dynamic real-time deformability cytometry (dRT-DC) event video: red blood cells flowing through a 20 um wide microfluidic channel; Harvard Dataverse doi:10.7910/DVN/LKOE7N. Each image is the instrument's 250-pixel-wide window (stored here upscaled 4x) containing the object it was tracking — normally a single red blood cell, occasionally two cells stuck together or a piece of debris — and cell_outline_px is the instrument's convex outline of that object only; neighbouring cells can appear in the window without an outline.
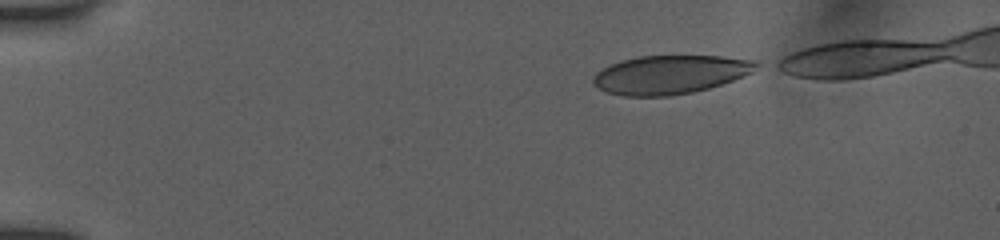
{"species": "human", "species_latin": "Homo sapiens", "temperature_condition": "room temperature", "stored_images_in_passage": 41, "camera_frame_rate_fps": 3000, "um_per_image_px": 0.085, "donor": {"sex": "female"}, "frame": {"image": 1, "passage_image": 1, "time_ms": 0.0, "image_size_px": [1000, 240], "cell_outline_px": [[760, 64], [752, 72], [732, 80], [708, 88], [692, 92], [668, 96], [624, 96], [604, 92], [592, 84], [592, 80], [596, 72], [620, 60], [640, 56], [720, 56], [760, 60]], "centroid_in_image_um": [56.95, 6.33], "position_along_channel_um": 28.0, "area_um2": 36.76}}
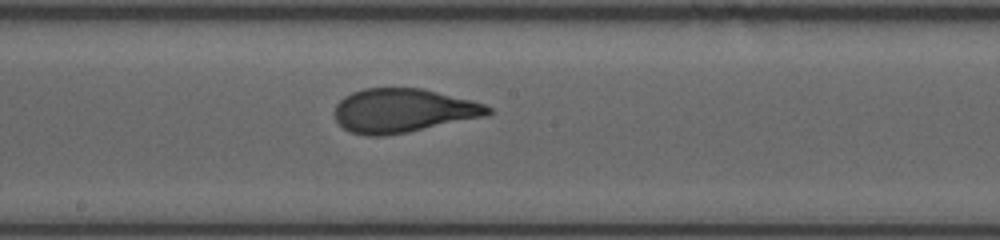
{"frame": {"image": 2, "passage_image": 22, "time_ms": 7.0, "image_size_px": [1000, 240], "cell_outline_px": [[492, 112], [484, 116], [408, 132], [384, 136], [368, 136], [352, 132], [344, 128], [336, 120], [336, 104], [344, 96], [352, 92], [364, 88], [420, 88], [472, 100], [484, 104], [492, 108]], "centroid_in_image_um": [34.25, 9.4], "position_along_channel_um": 214.0, "area_um2": 38.9}}
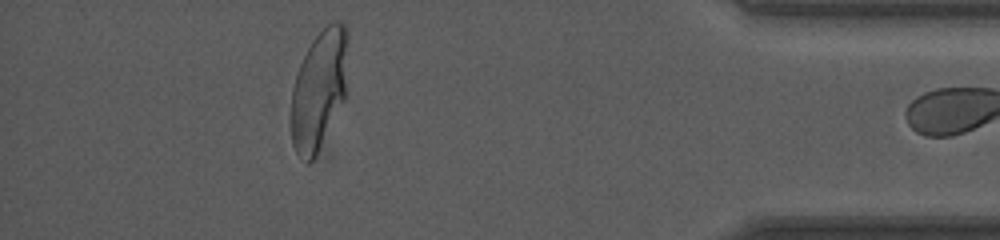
{"frame": {"image": 3, "passage_image": 40, "time_ms": 13.0, "image_size_px": [1000, 240], "cell_outline_px": [[348, 40], [344, 100], [316, 156], [308, 164], [296, 152], [292, 144], [292, 88], [300, 64], [312, 40], [332, 20], [336, 20], [344, 24], [348, 32]], "centroid_in_image_um": [27.13, 7.61], "position_along_channel_um": 408.1, "area_um2": 39.25}}